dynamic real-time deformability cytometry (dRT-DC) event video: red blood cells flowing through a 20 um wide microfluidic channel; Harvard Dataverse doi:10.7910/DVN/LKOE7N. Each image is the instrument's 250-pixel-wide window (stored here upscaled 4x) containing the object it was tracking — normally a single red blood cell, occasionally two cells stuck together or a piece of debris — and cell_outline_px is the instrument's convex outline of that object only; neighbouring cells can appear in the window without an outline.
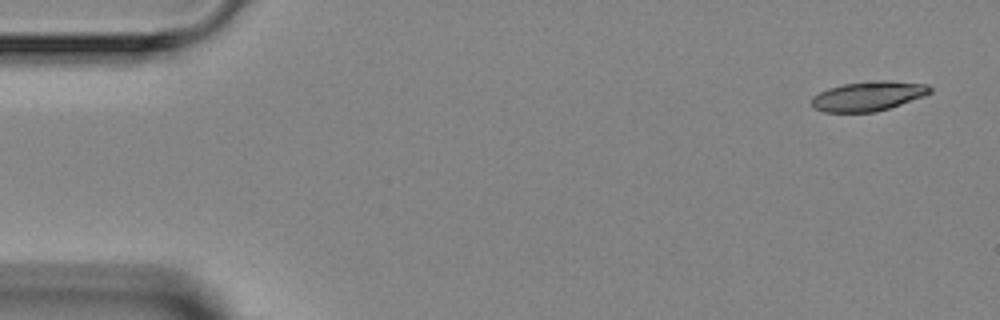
{"species": "Egyptian fruit bat (a non-hibernating species)", "species_latin": "Rousettus aegyptiacus", "temperature_condition": "room temperature", "stored_images_in_passage": 3, "camera_frame_rate_fps": 3000, "um_per_image_px": 0.085, "animal": {"sex": "female"}, "frame": {"image": 1, "passage_image": 1, "time_ms": 0.0, "image_size_px": [1000, 320], "cell_outline_px": [[932, 92], [924, 96], [876, 112], [824, 112], [816, 108], [812, 104], [812, 96], [828, 88], [844, 84], [880, 80], [888, 80], [928, 84], [932, 88]], "centroid_in_image_um": [73.83, 8.16], "position_along_channel_um": 11.2, "area_um2": 20.29}}
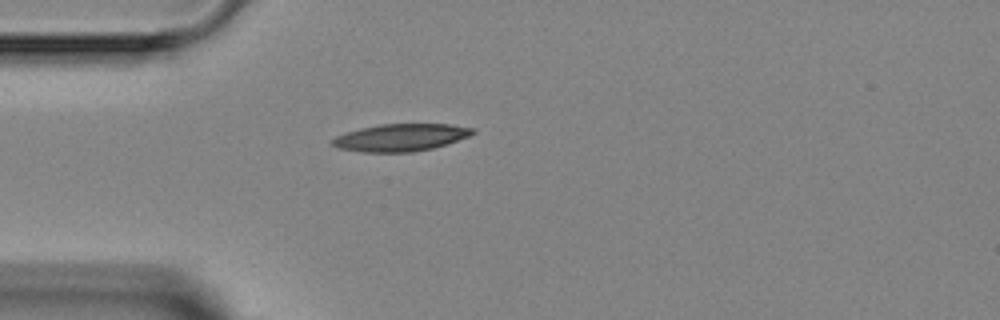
{"frame": {"image": 2, "passage_image": 3, "time_ms": 3.667, "image_size_px": [1000, 320], "cell_outline_px": [[476, 132], [468, 136], [432, 148], [412, 152], [360, 152], [340, 148], [332, 144], [332, 140], [336, 136], [360, 128], [380, 124], [448, 124], [476, 128]], "centroid_in_image_um": [34.06, 11.68], "position_along_channel_um": 50.9, "area_um2": 22.08}}